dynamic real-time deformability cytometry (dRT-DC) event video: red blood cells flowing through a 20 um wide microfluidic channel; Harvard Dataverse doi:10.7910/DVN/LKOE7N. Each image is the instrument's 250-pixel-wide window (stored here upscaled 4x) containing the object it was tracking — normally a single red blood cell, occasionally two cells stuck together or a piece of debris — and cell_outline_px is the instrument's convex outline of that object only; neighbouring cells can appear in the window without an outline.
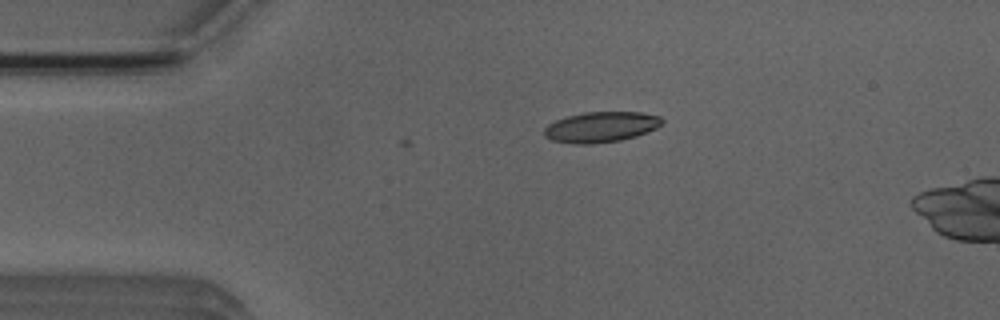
{"species": "Egyptian fruit bat (a non-hibernating species)", "species_latin": "Rousettus aegyptiacus", "temperature_condition": "room temperature", "stored_images_in_passage": 3, "camera_frame_rate_fps": 3000, "um_per_image_px": 0.085, "animal": {"sex": "male"}, "frame": {"image": 1, "passage_image": 1, "time_ms": 0.0, "image_size_px": [1000, 320], "cell_outline_px": [[664, 120], [656, 128], [636, 136], [620, 140], [588, 144], [576, 144], [552, 140], [544, 136], [544, 128], [548, 124], [556, 120], [568, 116], [584, 112], [640, 112], [660, 116]], "centroid_in_image_um": [51.07, 10.79], "position_along_channel_um": 33.9, "area_um2": 20.81}}